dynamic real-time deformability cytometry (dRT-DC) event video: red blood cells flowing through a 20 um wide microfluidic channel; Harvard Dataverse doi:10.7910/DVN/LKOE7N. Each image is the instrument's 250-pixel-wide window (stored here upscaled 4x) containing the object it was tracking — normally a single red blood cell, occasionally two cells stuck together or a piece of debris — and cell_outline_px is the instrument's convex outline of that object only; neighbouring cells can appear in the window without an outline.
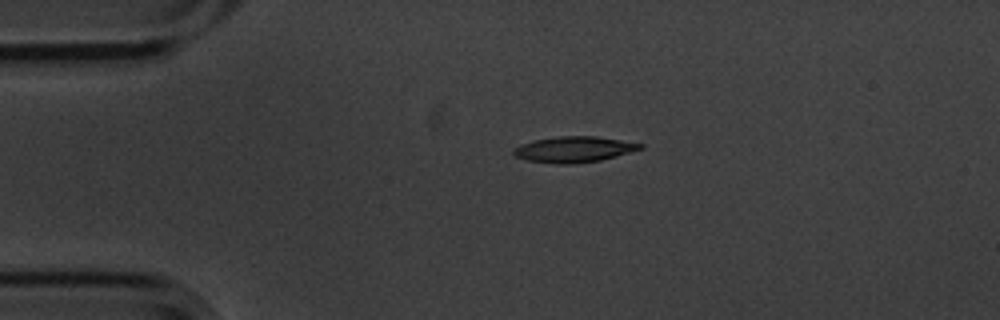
{"species": "common noctule bat (a hibernating species)", "species_latin": "Nyctalus noctula", "temperature_condition": "cold", "stored_images_in_passage": 2, "camera_frame_rate_fps": 3000, "um_per_image_px": 0.085, "animal": {"sex": "male", "body_mass_g": 20.1, "forearm_length_mm": 53.5}, "frame": {"image": 1, "passage_image": 1, "time_ms": 0.0, "image_size_px": [1000, 320], "cell_outline_px": [[644, 148], [616, 156], [600, 160], [576, 164], [556, 164], [528, 160], [516, 156], [512, 152], [512, 148], [520, 144], [532, 140], [560, 136], [596, 136], [644, 144]], "centroid_in_image_um": [48.76, 12.69], "position_along_channel_um": 36.2, "area_um2": 19.13}}